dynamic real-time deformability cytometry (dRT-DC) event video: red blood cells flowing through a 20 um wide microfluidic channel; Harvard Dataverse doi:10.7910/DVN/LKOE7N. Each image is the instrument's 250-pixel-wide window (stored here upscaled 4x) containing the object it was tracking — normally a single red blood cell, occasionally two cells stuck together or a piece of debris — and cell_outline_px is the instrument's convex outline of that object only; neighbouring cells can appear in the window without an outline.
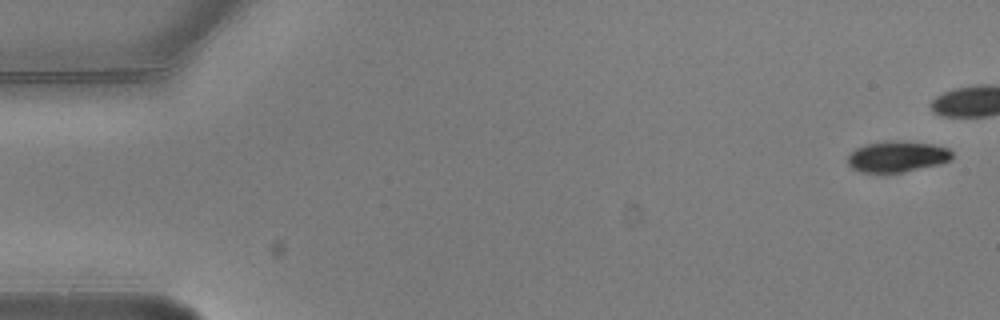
{"species": "common noctule bat (a hibernating species)", "species_latin": "Nyctalus noctula", "temperature_condition": "warm", "stored_images_in_passage": 11, "camera_frame_rate_fps": 3000, "um_per_image_px": 0.085, "animal": {"sex": "male", "body_mass_g": 20.5, "forearm_length_mm": 52.5}, "frame": {"image": 1, "passage_image": 1, "time_ms": 0.0, "image_size_px": [1000, 320], "cell_outline_px": [[952, 160], [940, 164], [904, 172], [884, 176], [880, 176], [860, 172], [852, 168], [848, 164], [848, 156], [856, 148], [868, 144], [932, 144], [948, 148], [952, 152]], "centroid_in_image_um": [76.24, 13.43], "position_along_channel_um": 8.8, "area_um2": 18.5}}
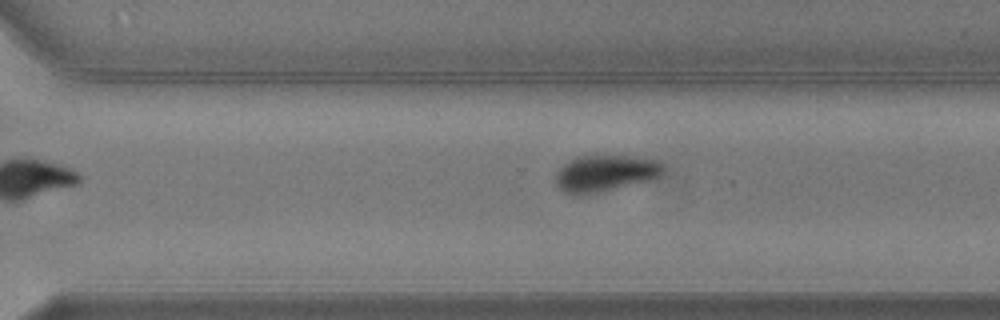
{"frame": {"image": 2, "passage_image": 11, "time_ms": 3.333, "image_size_px": [1000, 320], "cell_outline_px": [[664, 168], [660, 176], [652, 180], [600, 192], [580, 196], [572, 196], [564, 192], [556, 184], [556, 172], [568, 160], [576, 156], [636, 156], [656, 160], [664, 164]], "centroid_in_image_um": [51.44, 14.74], "position_along_channel_um": 319.2, "area_um2": 23.24}}